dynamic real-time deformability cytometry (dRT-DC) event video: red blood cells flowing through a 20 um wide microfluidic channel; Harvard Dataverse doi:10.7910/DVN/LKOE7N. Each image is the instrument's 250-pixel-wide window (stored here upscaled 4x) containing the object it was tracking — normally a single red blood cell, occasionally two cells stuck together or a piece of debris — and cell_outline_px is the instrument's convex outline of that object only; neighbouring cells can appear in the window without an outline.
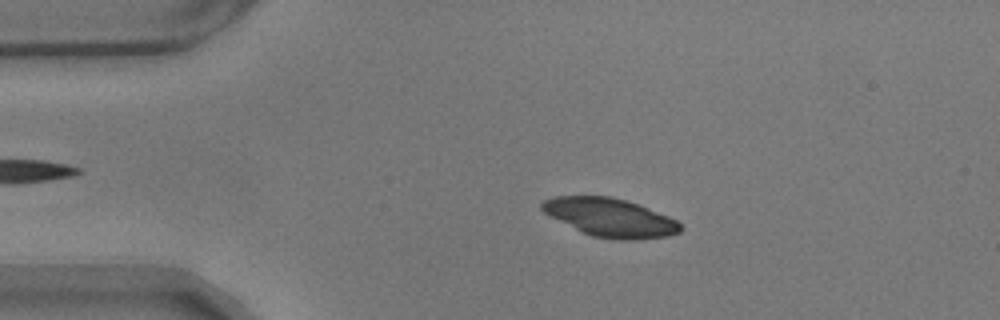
{"species": "common noctule bat (a hibernating species)", "species_latin": "Nyctalus noctula", "temperature_condition": "warm", "stored_images_in_passage": 54, "camera_frame_rate_fps": 3000, "um_per_image_px": 0.085, "animal": {"sex": "male", "body_mass_g": 17.9}, "frame": {"image": 1, "passage_image": 8, "time_ms": 2.333, "image_size_px": [1000, 320], "cell_outline_px": [[680, 232], [668, 236], [636, 240], [616, 240], [592, 236], [544, 212], [540, 208], [540, 204], [544, 200], [552, 196], [612, 196], [636, 204], [668, 216], [676, 220], [680, 224]], "centroid_in_image_um": [51.87, 18.49], "position_along_channel_um": 33.1, "area_um2": 30.52}}